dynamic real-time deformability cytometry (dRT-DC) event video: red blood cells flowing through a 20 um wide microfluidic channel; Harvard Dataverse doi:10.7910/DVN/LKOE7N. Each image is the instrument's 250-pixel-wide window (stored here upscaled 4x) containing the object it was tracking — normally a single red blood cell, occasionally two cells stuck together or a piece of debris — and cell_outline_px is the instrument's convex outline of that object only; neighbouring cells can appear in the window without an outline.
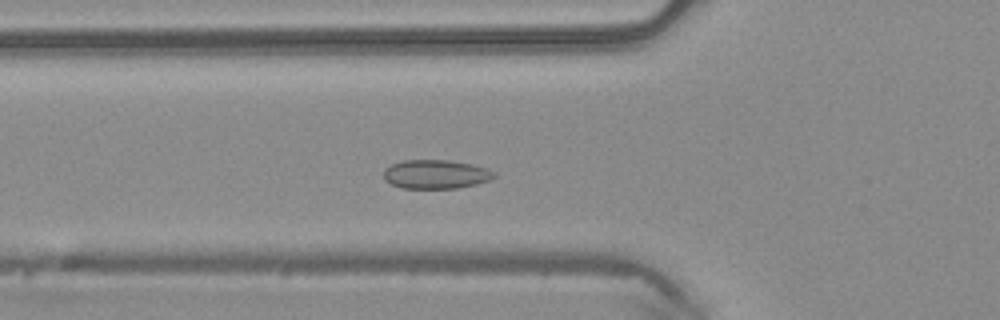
{"species": "common noctule bat (a hibernating species)", "species_latin": "Nyctalus noctula", "temperature_condition": "warm", "stored_images_in_passage": 47, "camera_frame_rate_fps": 3000, "um_per_image_px": 0.085, "animal": {"sex": "male", "body_mass_g": 20.4}, "frame": {"image": 1, "passage_image": 15, "time_ms": 4.667, "image_size_px": [1000, 320], "cell_outline_px": [[496, 176], [488, 180], [476, 184], [456, 188], [400, 188], [384, 180], [384, 168], [392, 164], [404, 160], [448, 160], [472, 164], [488, 168], [496, 172]], "centroid_in_image_um": [37.04, 14.81], "position_along_channel_um": 88.8, "area_um2": 18.67}}
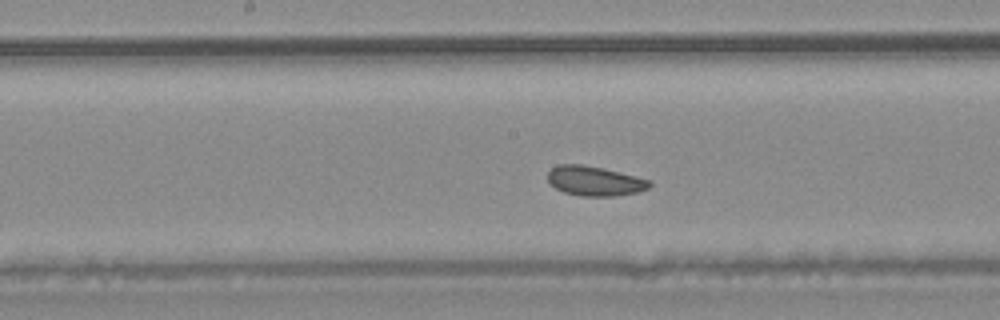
{"frame": {"image": 2, "passage_image": 23, "time_ms": 7.333, "image_size_px": [1000, 320], "cell_outline_px": [[652, 184], [648, 188], [636, 192], [616, 196], [580, 196], [564, 192], [556, 188], [548, 180], [548, 172], [556, 164], [584, 164], [604, 168], [652, 180]], "centroid_in_image_um": [50.56, 15.37], "position_along_channel_um": 197.6, "area_um2": 17.69}}
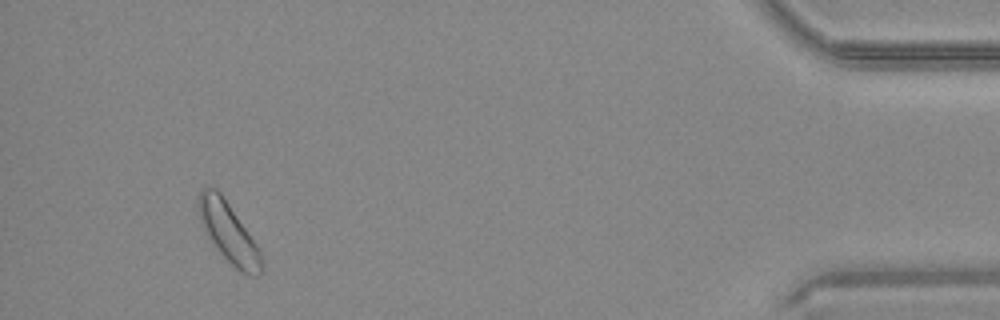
{"frame": {"image": 3, "passage_image": 44, "time_ms": 14.333, "image_size_px": [1000, 320], "cell_outline_px": [[264, 272], [256, 276], [252, 276], [240, 272], [220, 252], [204, 232], [200, 224], [196, 204], [196, 200], [200, 188], [216, 188], [220, 192], [260, 248], [264, 260]], "centroid_in_image_um": [19.43, 19.77], "position_along_channel_um": 415.8, "area_um2": 22.43}}